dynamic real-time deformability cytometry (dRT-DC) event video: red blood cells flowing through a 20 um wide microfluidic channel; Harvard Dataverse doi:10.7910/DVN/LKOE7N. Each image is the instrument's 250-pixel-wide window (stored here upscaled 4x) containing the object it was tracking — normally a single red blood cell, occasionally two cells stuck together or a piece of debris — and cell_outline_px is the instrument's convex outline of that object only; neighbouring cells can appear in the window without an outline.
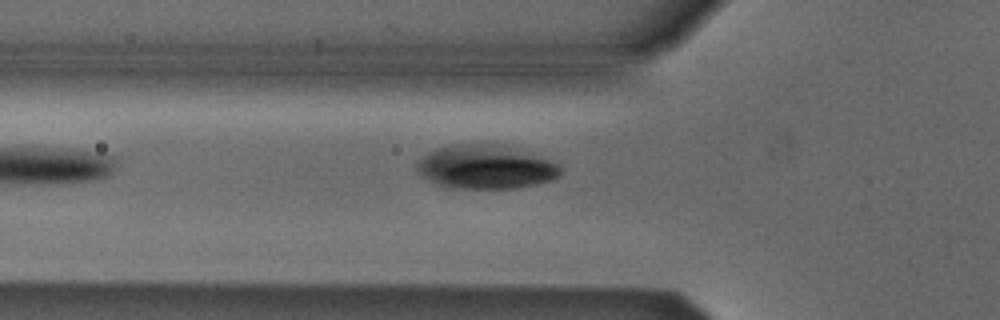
{"species": "Egyptian fruit bat (a non-hibernating species)", "species_latin": "Rousettus aegyptiacus", "temperature_condition": "cold", "stored_images_in_passage": 3, "camera_frame_rate_fps": 3000, "um_per_image_px": 0.085, "animal": {"sex": "male"}, "frame": {"image": 1, "passage_image": 3, "time_ms": 3.333, "image_size_px": [1000, 320], "cell_outline_px": [[560, 176], [552, 180], [536, 184], [516, 188], [444, 188], [420, 176], [416, 172], [416, 160], [428, 152], [436, 148], [452, 144], [496, 144], [548, 160], [560, 164]], "centroid_in_image_um": [41.17, 14.21], "position_along_channel_um": 84.6, "area_um2": 36.59}}